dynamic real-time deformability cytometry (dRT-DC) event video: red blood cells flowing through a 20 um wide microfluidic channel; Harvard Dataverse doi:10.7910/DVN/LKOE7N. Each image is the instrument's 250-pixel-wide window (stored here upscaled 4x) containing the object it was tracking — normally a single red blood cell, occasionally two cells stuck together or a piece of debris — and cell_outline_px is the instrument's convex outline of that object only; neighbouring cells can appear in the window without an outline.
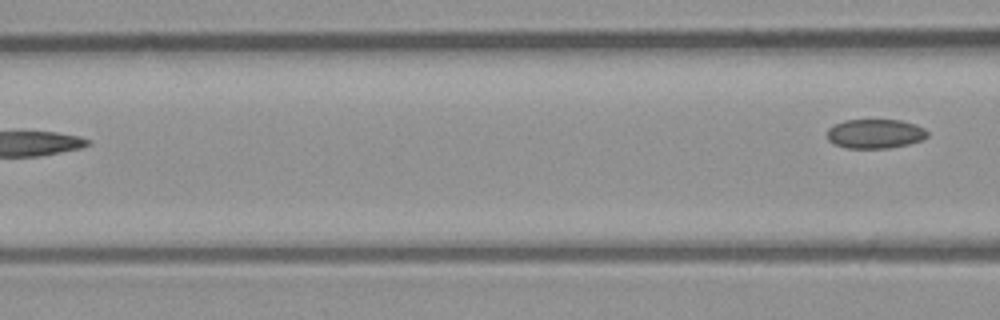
{"species": "common noctule bat (a hibernating species)", "species_latin": "Nyctalus noctula", "temperature_condition": "room temperature", "stored_images_in_passage": 6, "camera_frame_rate_fps": 3000, "um_per_image_px": 0.085, "animal": {"sex": "male", "body_mass_g": 23.1, "forearm_length_mm": 52.7}, "frame": {"image": 1, "passage_image": 6, "time_ms": 1.667, "image_size_px": [1000, 320], "cell_outline_px": [[928, 136], [920, 140], [908, 144], [888, 148], [844, 148], [828, 140], [828, 128], [832, 124], [844, 120], [900, 120], [916, 124], [924, 128], [928, 132]], "centroid_in_image_um": [74.37, 11.36], "position_along_channel_um": 92.2, "area_um2": 17.17}}